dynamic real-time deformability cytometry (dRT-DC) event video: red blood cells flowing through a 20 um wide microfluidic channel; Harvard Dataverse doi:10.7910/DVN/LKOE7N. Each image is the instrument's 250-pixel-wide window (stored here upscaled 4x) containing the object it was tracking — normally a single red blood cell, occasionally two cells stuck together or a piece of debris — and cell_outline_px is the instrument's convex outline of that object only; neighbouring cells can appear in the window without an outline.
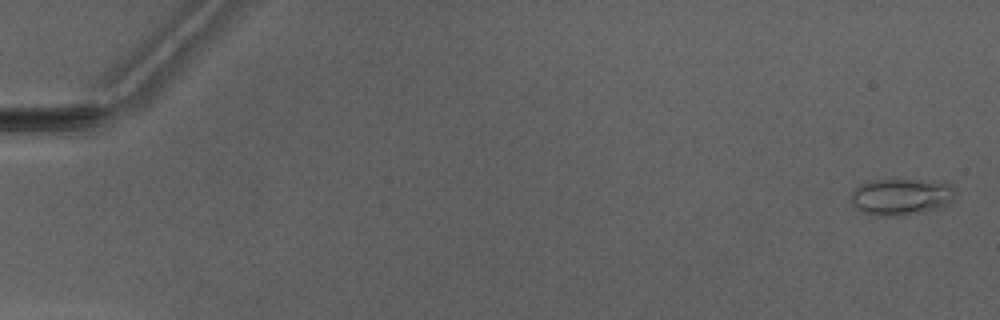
{"species": "Egyptian fruit bat (a non-hibernating species)", "species_latin": "Rousettus aegyptiacus", "temperature_condition": "warm", "stored_images_in_passage": 7, "camera_frame_rate_fps": 3000, "um_per_image_px": 0.085, "animal": {"sex": "male"}, "frame": {"image": 1, "passage_image": 1, "time_ms": 0.0, "image_size_px": [1000, 320], "cell_outline_px": [[956, 196], [948, 204], [924, 212], [904, 216], [872, 216], [856, 208], [852, 204], [852, 192], [860, 184], [868, 180], [944, 180], [952, 184], [956, 188]], "centroid_in_image_um": [76.66, 16.71], "position_along_channel_um": 8.3, "area_um2": 22.83}}
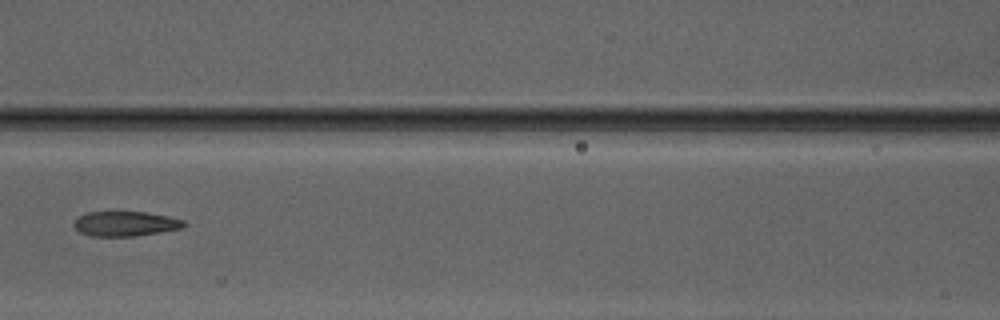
{"frame": {"image": 2, "passage_image": 6, "time_ms": 7.667, "image_size_px": [1000, 320], "cell_outline_px": [[188, 224], [184, 228], [136, 236], [88, 236], [80, 232], [72, 224], [80, 216], [88, 212], [144, 212], [168, 216], [184, 220]], "centroid_in_image_um": [10.7, 19.02], "position_along_channel_um": 155.9, "area_um2": 15.95}}
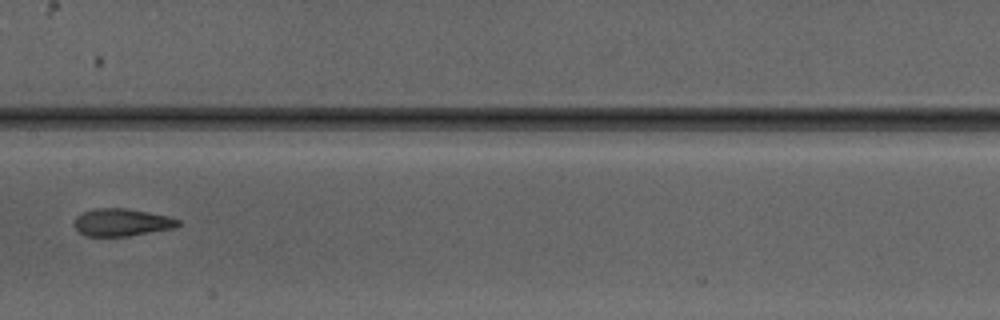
{"frame": {"image": 3, "passage_image": 7, "time_ms": 8.667, "image_size_px": [1000, 320], "cell_outline_px": [[180, 224], [176, 228], [128, 236], [84, 236], [72, 224], [76, 216], [84, 212], [96, 208], [128, 208], [168, 216], [180, 220]], "centroid_in_image_um": [10.35, 18.9], "position_along_channel_um": 197.0, "area_um2": 16.76}}